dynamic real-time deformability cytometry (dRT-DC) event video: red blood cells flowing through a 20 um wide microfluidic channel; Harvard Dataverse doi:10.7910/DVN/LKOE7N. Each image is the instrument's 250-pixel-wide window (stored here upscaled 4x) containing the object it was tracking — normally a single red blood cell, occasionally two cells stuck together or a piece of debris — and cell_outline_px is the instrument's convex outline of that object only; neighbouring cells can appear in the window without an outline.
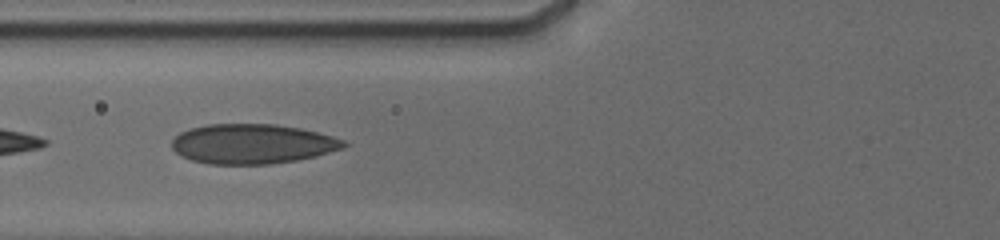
{"species": "human", "species_latin": "Homo sapiens", "temperature_condition": "cold", "stored_images_in_passage": 10, "camera_frame_rate_fps": 3000, "um_per_image_px": 0.085, "donor": {"sex": "male"}, "frame": {"image": 1, "passage_image": 9, "time_ms": 7.0, "image_size_px": [1000, 240], "cell_outline_px": [[348, 144], [344, 148], [316, 156], [296, 160], [268, 164], [208, 164], [192, 160], [180, 156], [172, 148], [172, 140], [180, 132], [188, 128], [208, 124], [276, 124], [300, 128], [332, 136], [344, 140]], "centroid_in_image_um": [21.43, 12.23], "position_along_channel_um": 104.4, "area_um2": 39.94}}